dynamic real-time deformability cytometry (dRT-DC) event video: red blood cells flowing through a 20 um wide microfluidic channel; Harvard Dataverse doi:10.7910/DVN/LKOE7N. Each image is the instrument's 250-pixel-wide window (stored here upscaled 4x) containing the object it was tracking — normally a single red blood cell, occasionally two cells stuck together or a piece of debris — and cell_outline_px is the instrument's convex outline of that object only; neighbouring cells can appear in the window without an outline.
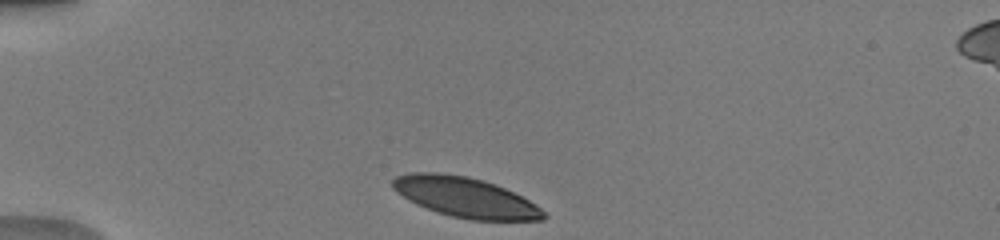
{"species": "human", "species_latin": "Homo sapiens", "temperature_condition": "warm", "stored_images_in_passage": 34, "camera_frame_rate_fps": 3000, "um_per_image_px": 0.085, "donor": {"sex": "male"}, "frame": {"image": 1, "passage_image": 1, "time_ms": 0.0, "image_size_px": [1000, 240], "cell_outline_px": [[548, 216], [544, 220], [472, 220], [452, 216], [436, 212], [416, 204], [408, 200], [396, 192], [392, 188], [392, 180], [396, 176], [412, 172], [440, 172], [468, 176], [484, 180], [504, 188], [536, 204]], "centroid_in_image_um": [39.53, 16.76], "position_along_channel_um": 45.5, "area_um2": 35.26}}
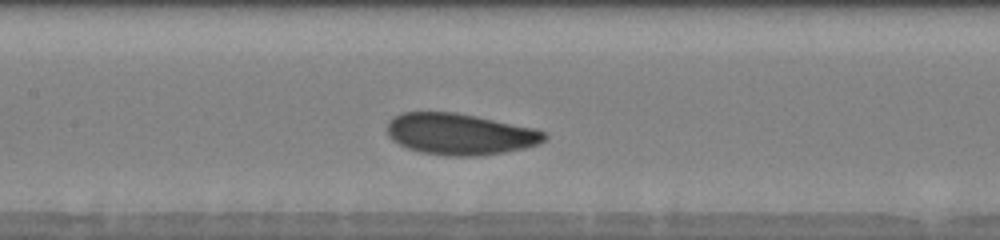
{"frame": {"image": 2, "passage_image": 13, "time_ms": 4.0, "image_size_px": [1000, 240], "cell_outline_px": [[548, 140], [540, 144], [524, 148], [504, 152], [480, 156], [444, 156], [420, 152], [408, 148], [392, 140], [388, 136], [388, 120], [392, 116], [400, 112], [456, 112], [536, 128], [548, 132]], "centroid_in_image_um": [39.13, 11.39], "position_along_channel_um": 168.3, "area_um2": 38.44}}
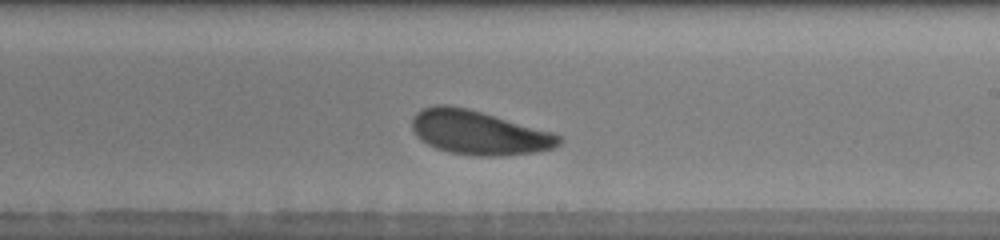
{"frame": {"image": 3, "passage_image": 19, "time_ms": 6.0, "image_size_px": [1000, 240], "cell_outline_px": [[564, 140], [560, 144], [552, 148], [536, 152], [504, 156], [472, 156], [448, 152], [436, 148], [420, 140], [416, 136], [412, 128], [412, 116], [416, 112], [424, 108], [436, 104], [448, 104], [468, 108], [552, 132], [564, 136]], "centroid_in_image_um": [40.69, 11.27], "position_along_channel_um": 248.3, "area_um2": 38.09}, "authors_computed_cell_mechanics": {"area_um2": 38.0035, "velocity_mm_per_s": 4.0069, "shape_relaxation_time_tau1_ms": 1.2348, "shape_relaxation_time_tau2_ms": null, "deformation_change_tau1": 0.0744, "deformation_change_tau2": null}}